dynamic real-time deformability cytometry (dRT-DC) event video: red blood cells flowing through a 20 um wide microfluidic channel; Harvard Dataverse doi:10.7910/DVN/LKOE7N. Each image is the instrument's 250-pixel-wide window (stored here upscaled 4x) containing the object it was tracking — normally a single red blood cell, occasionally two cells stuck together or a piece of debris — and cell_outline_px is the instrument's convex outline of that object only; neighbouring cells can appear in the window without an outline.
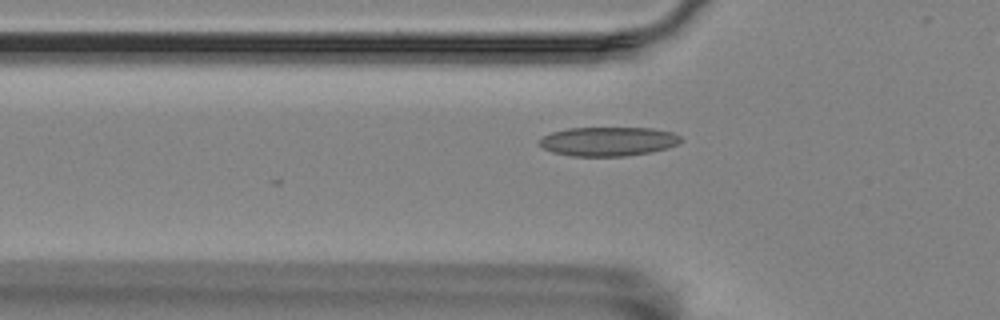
{"species": "Egyptian fruit bat (a non-hibernating species)", "species_latin": "Rousettus aegyptiacus", "temperature_condition": "room temperature", "stored_images_in_passage": 8, "camera_frame_rate_fps": 3000, "um_per_image_px": 0.085, "animal": {"sex": "female"}, "frame": {"image": 1, "passage_image": 2, "time_ms": 0.333, "image_size_px": [1000, 320], "cell_outline_px": [[684, 140], [680, 144], [668, 148], [652, 152], [624, 156], [572, 156], [552, 152], [536, 144], [544, 136], [552, 132], [568, 128], [652, 128], [672, 132], [680, 136]], "centroid_in_image_um": [51.73, 12.02], "position_along_channel_um": 74.1, "area_um2": 24.16}}
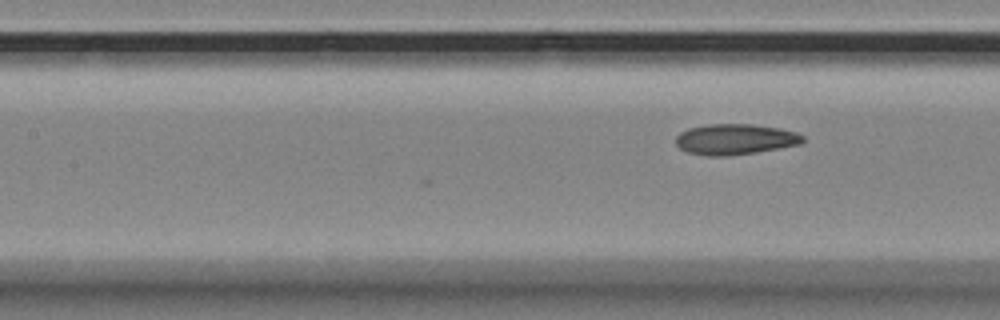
{"frame": {"image": 2, "passage_image": 8, "time_ms": 2.333, "image_size_px": [1000, 320], "cell_outline_px": [[804, 140], [800, 144], [756, 152], [724, 156], [708, 156], [688, 152], [680, 148], [676, 144], [676, 136], [680, 132], [688, 128], [708, 124], [752, 124], [780, 128], [796, 132], [804, 136]], "centroid_in_image_um": [62.47, 11.83], "position_along_channel_um": 144.9, "area_um2": 22.66}}